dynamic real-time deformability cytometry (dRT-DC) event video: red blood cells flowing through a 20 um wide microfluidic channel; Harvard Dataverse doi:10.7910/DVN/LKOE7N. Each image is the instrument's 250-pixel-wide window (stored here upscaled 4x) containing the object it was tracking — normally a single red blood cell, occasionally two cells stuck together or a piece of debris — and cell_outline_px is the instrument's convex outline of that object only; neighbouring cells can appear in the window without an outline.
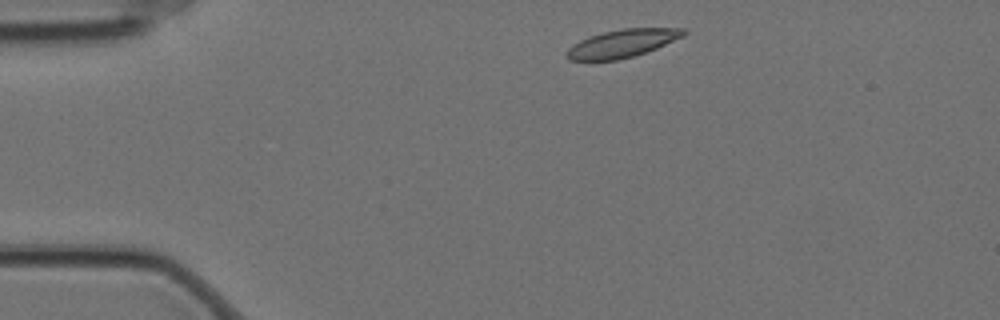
{"species": "Egyptian fruit bat (a non-hibernating species)", "species_latin": "Rousettus aegyptiacus", "temperature_condition": "cold", "stored_images_in_passage": 3, "camera_frame_rate_fps": 3000, "um_per_image_px": 0.085, "animal": {"sex": "female"}, "frame": {"image": 1, "passage_image": 1, "time_ms": 0.0, "image_size_px": [1000, 320], "cell_outline_px": [[688, 32], [684, 36], [656, 48], [632, 56], [616, 60], [568, 60], [564, 56], [564, 52], [572, 44], [588, 36], [604, 32], [624, 28], [684, 28]], "centroid_in_image_um": [52.85, 3.68], "position_along_channel_um": 32.2, "area_um2": 19.02}}
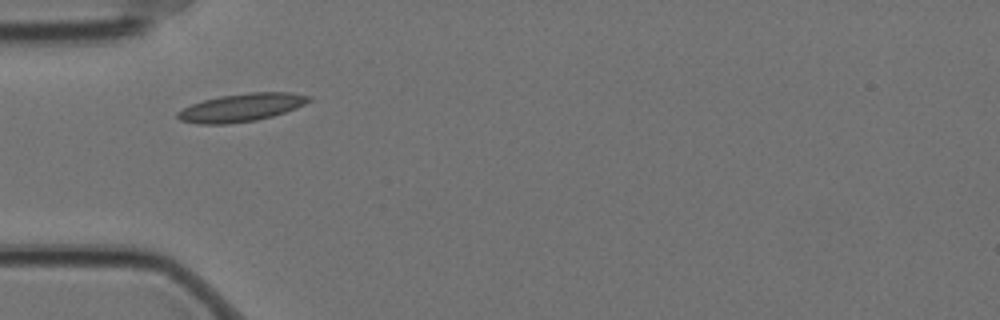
{"frame": {"image": 2, "passage_image": 3, "time_ms": 0.667, "image_size_px": [1000, 320], "cell_outline_px": [[312, 100], [296, 108], [272, 116], [256, 120], [224, 124], [196, 124], [180, 120], [176, 116], [176, 112], [192, 104], [204, 100], [220, 96], [248, 92], [292, 92], [312, 96]], "centroid_in_image_um": [20.53, 9.13], "position_along_channel_um": 64.5, "area_um2": 21.39}}